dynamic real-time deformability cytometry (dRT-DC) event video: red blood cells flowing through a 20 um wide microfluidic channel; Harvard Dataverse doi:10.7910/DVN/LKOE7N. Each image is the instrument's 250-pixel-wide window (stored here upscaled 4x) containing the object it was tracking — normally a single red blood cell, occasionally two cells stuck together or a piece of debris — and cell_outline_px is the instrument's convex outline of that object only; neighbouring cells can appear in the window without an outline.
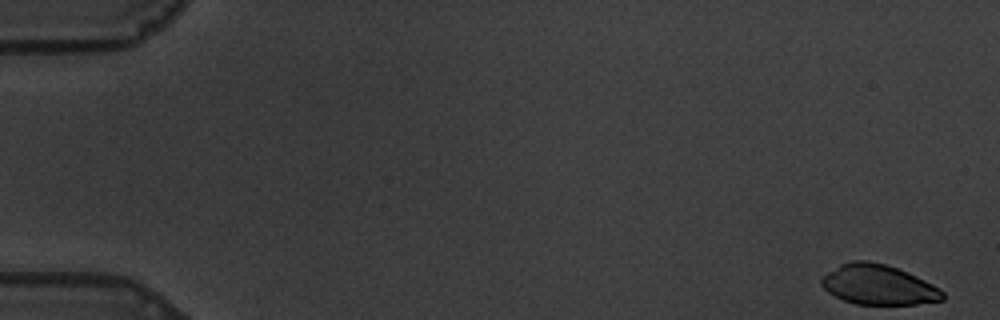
{"species": "common noctule bat (a hibernating species)", "species_latin": "Nyctalus noctula", "temperature_condition": "warm", "stored_images_in_passage": 57, "camera_frame_rate_fps": 3000, "um_per_image_px": 0.085, "animal": {"sex": "male", "body_mass_g": 19.5, "forearm_length_mm": 54.6}, "frame": {"image": 1, "passage_image": 1, "time_ms": 0.0, "image_size_px": [1000, 320], "cell_outline_px": [[944, 300], [916, 304], [856, 304], [844, 300], [828, 292], [820, 284], [820, 276], [840, 264], [852, 260], [868, 260], [884, 264], [908, 272], [940, 288], [944, 292]], "centroid_in_image_um": [74.64, 24.19], "position_along_channel_um": 10.4, "area_um2": 28.26}}
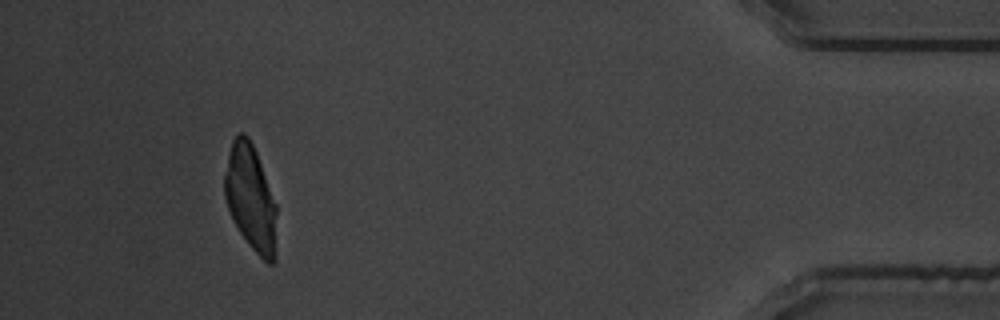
{"frame": {"image": 2, "passage_image": 53, "time_ms": 17.333, "image_size_px": [1000, 320], "cell_outline_px": [[276, 260], [272, 264], [268, 264], [248, 244], [240, 232], [228, 208], [224, 196], [224, 176], [228, 152], [232, 140], [240, 132], [244, 132], [248, 136], [256, 152], [276, 204]], "centroid_in_image_um": [21.31, 16.83], "position_along_channel_um": 413.9, "area_um2": 32.02}}